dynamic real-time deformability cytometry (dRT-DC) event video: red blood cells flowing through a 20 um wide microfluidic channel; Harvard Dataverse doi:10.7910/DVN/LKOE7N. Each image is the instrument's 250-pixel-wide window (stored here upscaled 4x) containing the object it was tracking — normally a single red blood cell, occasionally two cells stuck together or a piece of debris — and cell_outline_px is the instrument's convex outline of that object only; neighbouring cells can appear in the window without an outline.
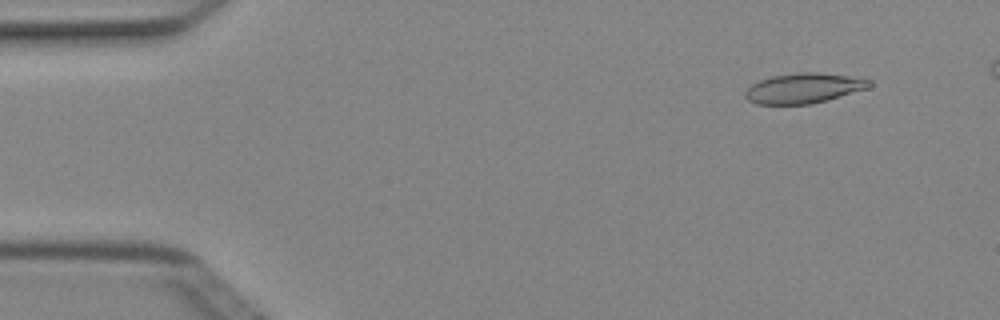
{"species": "Egyptian fruit bat (a non-hibernating species)", "species_latin": "Rousettus aegyptiacus", "temperature_condition": "cold", "stored_images_in_passage": 6, "camera_frame_rate_fps": 3000, "um_per_image_px": 0.085, "animal": {"sex": "female"}, "frame": {"image": 1, "passage_image": 2, "time_ms": 0.333, "image_size_px": [1000, 320], "cell_outline_px": [[872, 84], [868, 88], [828, 100], [812, 104], [756, 104], [748, 100], [744, 96], [744, 92], [752, 84], [760, 80], [772, 76], [796, 72], [816, 72], [848, 76], [872, 80]], "centroid_in_image_um": [68.3, 7.5], "position_along_channel_um": 16.7, "area_um2": 21.79}}